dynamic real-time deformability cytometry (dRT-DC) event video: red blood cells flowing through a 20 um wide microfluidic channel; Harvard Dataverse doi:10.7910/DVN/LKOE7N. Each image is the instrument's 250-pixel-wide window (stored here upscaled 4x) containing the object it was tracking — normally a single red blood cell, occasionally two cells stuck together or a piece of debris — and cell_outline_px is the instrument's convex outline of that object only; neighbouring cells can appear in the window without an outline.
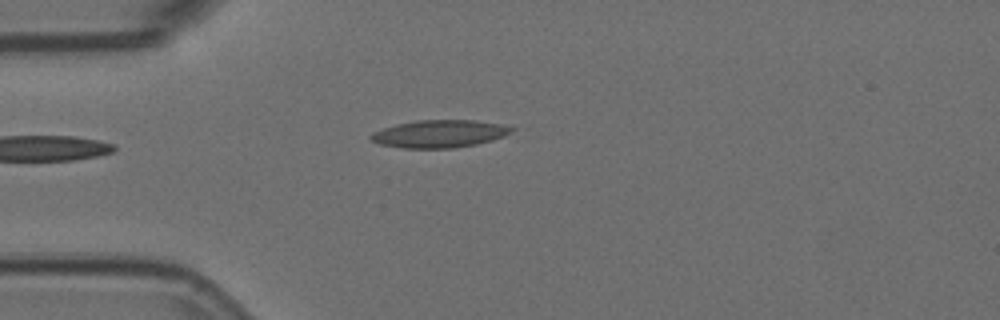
{"species": "Egyptian fruit bat (a non-hibernating species)", "species_latin": "Rousettus aegyptiacus", "temperature_condition": "room temperature", "stored_images_in_passage": 7, "camera_frame_rate_fps": 3000, "um_per_image_px": 0.085, "animal": {"sex": "female"}, "frame": {"image": 1, "passage_image": 4, "time_ms": 1.0, "image_size_px": [1000, 320], "cell_outline_px": [[516, 128], [512, 132], [504, 136], [492, 140], [476, 144], [452, 148], [400, 148], [380, 144], [372, 140], [368, 136], [372, 132], [396, 124], [416, 120], [476, 120], [500, 124]], "centroid_in_image_um": [37.35, 11.37], "position_along_channel_um": 47.7, "area_um2": 22.66}}